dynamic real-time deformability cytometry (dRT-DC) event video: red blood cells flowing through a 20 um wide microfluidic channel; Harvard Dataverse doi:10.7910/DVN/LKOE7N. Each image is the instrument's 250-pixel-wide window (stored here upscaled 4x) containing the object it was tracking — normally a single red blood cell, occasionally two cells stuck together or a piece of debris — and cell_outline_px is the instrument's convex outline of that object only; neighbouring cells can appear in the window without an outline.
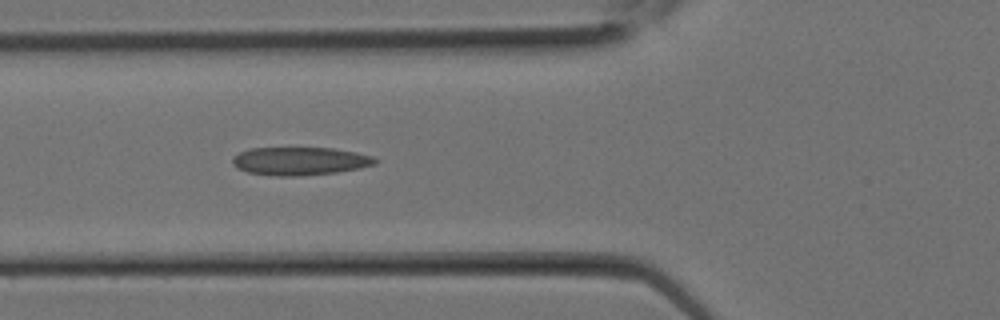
{"species": "Egyptian fruit bat (a non-hibernating species)", "species_latin": "Rousettus aegyptiacus", "temperature_condition": "room temperature", "stored_images_in_passage": 12, "camera_frame_rate_fps": 3000, "um_per_image_px": 0.085, "animal": {"sex": "female"}, "frame": {"image": 1, "passage_image": 9, "time_ms": 2.667, "image_size_px": [1000, 320], "cell_outline_px": [[380, 160], [376, 164], [360, 168], [336, 172], [300, 176], [276, 176], [248, 172], [236, 168], [232, 164], [232, 156], [248, 148], [332, 148], [356, 152], [372, 156]], "centroid_in_image_um": [25.48, 13.69], "position_along_channel_um": 100.3, "area_um2": 23.52}}
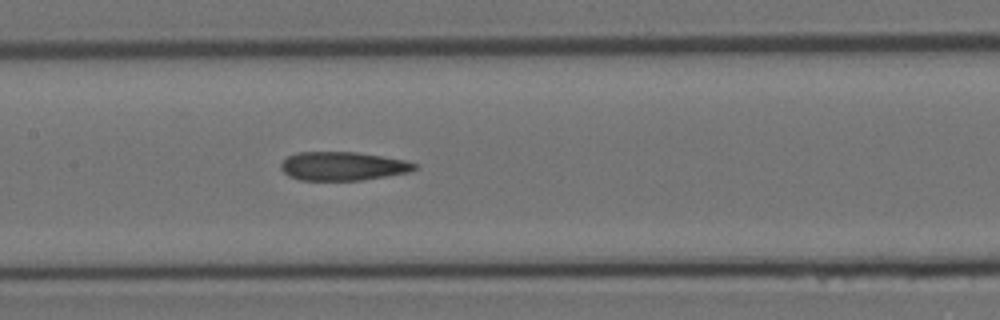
{"frame": {"image": 2, "passage_image": 12, "time_ms": 3.667, "image_size_px": [1000, 320], "cell_outline_px": [[420, 168], [408, 172], [360, 180], [300, 180], [288, 176], [280, 168], [280, 164], [288, 156], [296, 152], [356, 152], [384, 156], [404, 160], [416, 164]], "centroid_in_image_um": [29.12, 14.11], "position_along_channel_um": 178.3, "area_um2": 22.31}}